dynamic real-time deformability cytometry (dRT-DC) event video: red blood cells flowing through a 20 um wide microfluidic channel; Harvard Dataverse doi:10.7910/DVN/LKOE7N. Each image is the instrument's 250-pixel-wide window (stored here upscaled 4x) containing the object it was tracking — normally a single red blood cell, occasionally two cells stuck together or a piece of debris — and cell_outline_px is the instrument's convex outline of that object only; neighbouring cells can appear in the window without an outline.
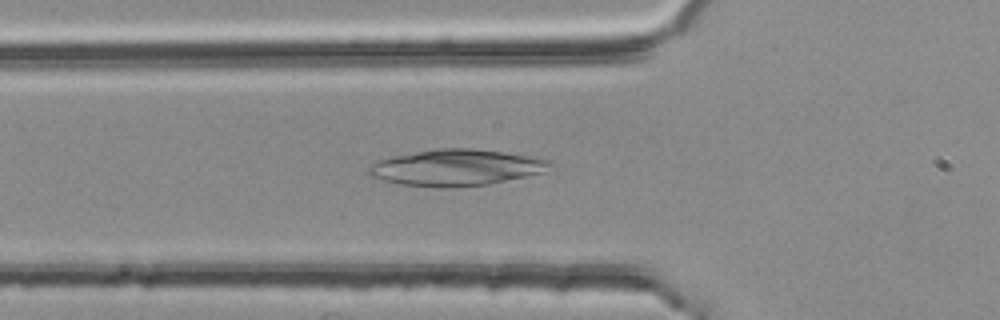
{"species": "common noctule bat (a hibernating species)", "species_latin": "Nyctalus noctula", "temperature_condition": "room temperature", "stored_images_in_passage": 50, "camera_frame_rate_fps": 3000, "um_per_image_px": 0.085, "animal": {"sex": "female", "body_mass_g": 25.1}, "frame": {"image": 1, "passage_image": 18, "time_ms": 5.667, "image_size_px": [1000, 320], "cell_outline_px": [[556, 164], [540, 172], [524, 176], [488, 184], [452, 188], [432, 188], [400, 184], [368, 176], [368, 168], [376, 160], [392, 156], [436, 148], [472, 148], [504, 152], [528, 156], [548, 160]], "centroid_in_image_um": [38.7, 14.25], "position_along_channel_um": 87.1, "area_um2": 38.38}}
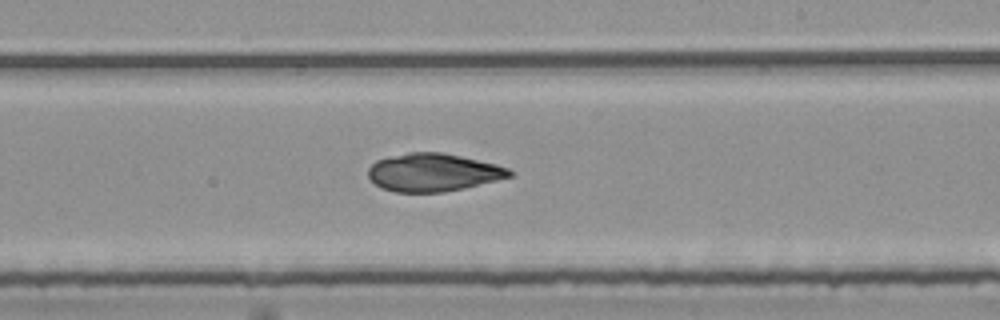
{"frame": {"image": 2, "passage_image": 31, "time_ms": 10.0, "image_size_px": [1000, 320], "cell_outline_px": [[516, 172], [512, 176], [464, 188], [444, 192], [392, 192], [380, 188], [368, 176], [368, 168], [376, 160], [388, 156], [408, 152], [444, 152], [496, 164], [508, 168]], "centroid_in_image_um": [36.81, 14.65], "position_along_channel_um": 252.2, "area_um2": 31.44}}
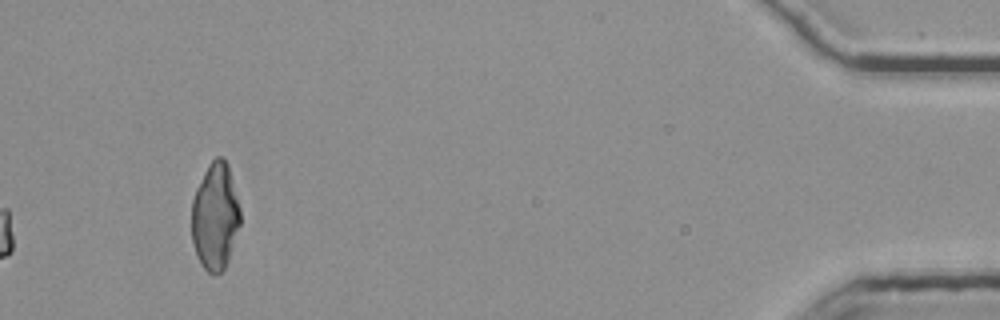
{"frame": {"image": 3, "passage_image": 50, "time_ms": 16.333, "image_size_px": [1000, 320], "cell_outline_px": [[240, 224], [224, 268], [216, 276], [212, 276], [200, 264], [192, 244], [192, 200], [196, 188], [208, 164], [216, 156], [220, 156], [228, 164], [240, 208]], "centroid_in_image_um": [18.27, 18.4], "position_along_channel_um": 416.9, "area_um2": 30.23}}